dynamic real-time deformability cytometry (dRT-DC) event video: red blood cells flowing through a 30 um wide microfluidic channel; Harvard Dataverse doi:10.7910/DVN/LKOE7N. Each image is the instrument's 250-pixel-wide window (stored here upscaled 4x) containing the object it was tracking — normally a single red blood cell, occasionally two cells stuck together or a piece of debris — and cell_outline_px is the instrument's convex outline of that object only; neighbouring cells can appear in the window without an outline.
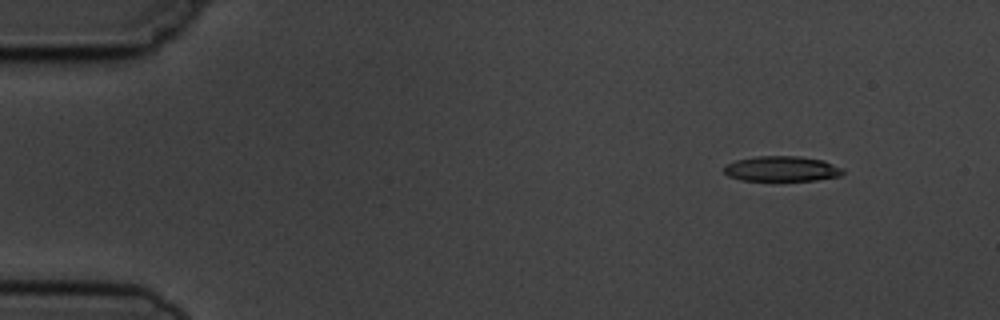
{"species": "common noctule bat (a hibernating species)", "species_latin": "Nyctalus noctula", "temperature_condition": "cold", "stored_images_in_passage": 5, "camera_frame_rate_fps": 3000, "um_per_image_px": 0.085, "animal": {"sex": "male", "body_mass_g": 19.5, "forearm_length_mm": 54.6}, "frame": {"image": 1, "passage_image": 1, "time_ms": 0.0, "image_size_px": [1000, 320], "cell_outline_px": [[844, 172], [840, 176], [816, 180], [740, 180], [728, 176], [724, 172], [724, 168], [728, 164], [736, 160], [760, 156], [800, 156], [824, 160], [844, 168]], "centroid_in_image_um": [66.5, 14.34], "position_along_channel_um": 18.5, "area_um2": 17.46}}
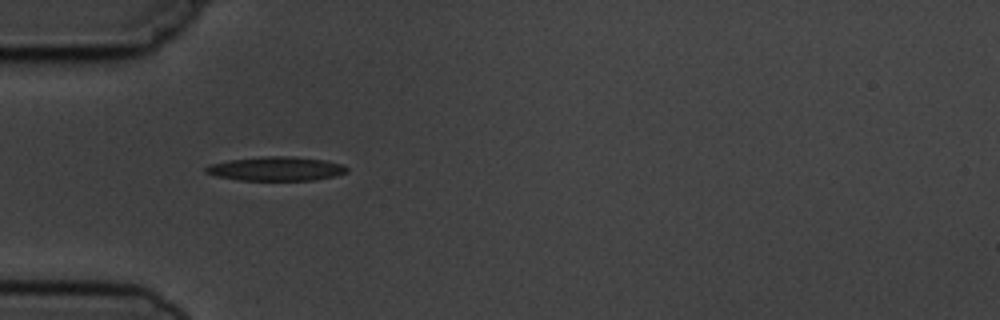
{"frame": {"image": 2, "passage_image": 4, "time_ms": 3.667, "image_size_px": [1000, 320], "cell_outline_px": [[348, 172], [336, 176], [316, 180], [240, 180], [216, 176], [204, 172], [204, 168], [212, 164], [228, 160], [264, 156], [292, 156], [324, 160], [344, 164], [348, 168]], "centroid_in_image_um": [23.51, 14.34], "position_along_channel_um": 61.5, "area_um2": 19.88}}
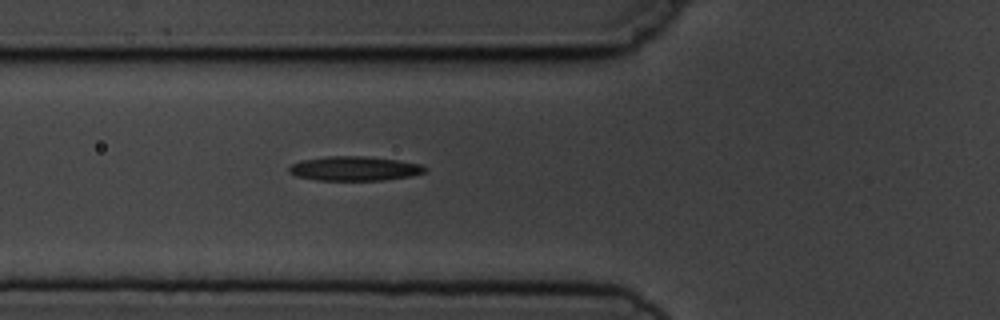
{"frame": {"image": 3, "passage_image": 5, "time_ms": 4.667, "image_size_px": [1000, 320], "cell_outline_px": [[428, 168], [424, 172], [408, 176], [384, 180], [316, 180], [296, 176], [288, 172], [288, 168], [292, 164], [300, 160], [324, 156], [368, 156], [396, 160], [420, 164]], "centroid_in_image_um": [30.07, 14.32], "position_along_channel_um": 95.7, "area_um2": 19.31}}